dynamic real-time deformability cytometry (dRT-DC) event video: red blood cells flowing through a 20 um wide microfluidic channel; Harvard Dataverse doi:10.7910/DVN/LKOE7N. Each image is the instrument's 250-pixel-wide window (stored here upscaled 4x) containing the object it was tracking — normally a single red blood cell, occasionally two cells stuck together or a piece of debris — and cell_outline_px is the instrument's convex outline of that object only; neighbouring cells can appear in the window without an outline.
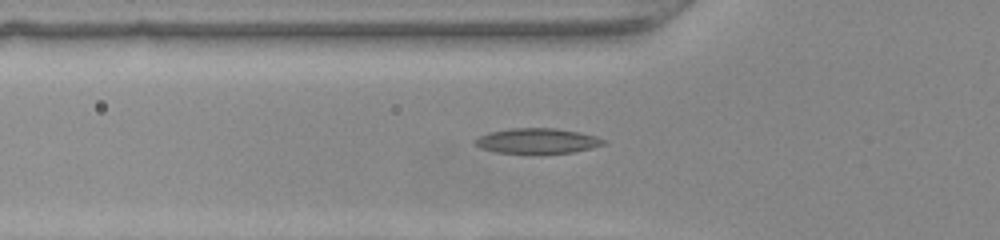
{"species": "common noctule bat (a hibernating species)", "species_latin": "Nyctalus noctula", "temperature_condition": "warm", "stored_images_in_passage": 30, "camera_frame_rate_fps": 3000, "um_per_image_px": 0.085, "animal": {"sex": "female", "body_mass_g": 22.0, "forearm_length_mm": 56.7}, "frame": {"image": 1, "passage_image": 3, "time_ms": 0.667, "image_size_px": [1000, 240], "cell_outline_px": [[604, 144], [572, 152], [496, 152], [480, 148], [476, 144], [476, 140], [480, 136], [488, 132], [512, 128], [556, 128], [580, 132], [596, 136], [604, 140]], "centroid_in_image_um": [45.65, 11.95], "position_along_channel_um": 80.1, "area_um2": 18.26}}
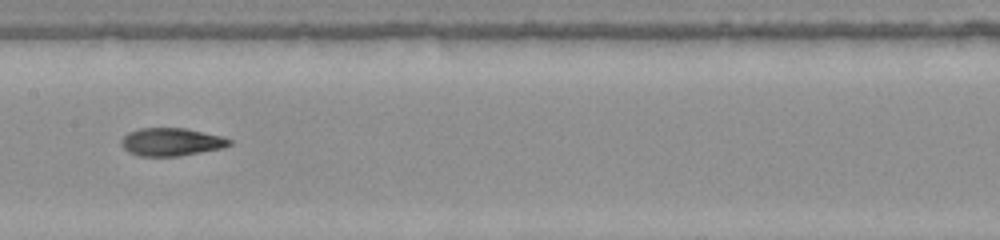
{"frame": {"image": 2, "passage_image": 11, "time_ms": 3.333, "image_size_px": [1000, 240], "cell_outline_px": [[232, 144], [220, 148], [180, 156], [140, 156], [128, 152], [120, 144], [120, 140], [128, 132], [140, 128], [184, 128], [220, 136], [232, 140]], "centroid_in_image_um": [14.51, 12.06], "position_along_channel_um": 192.9, "area_um2": 17.46}}
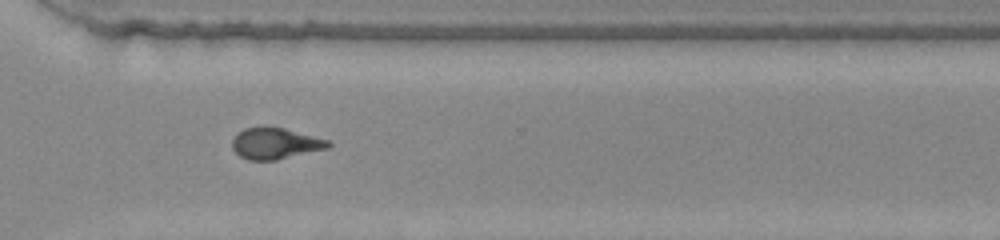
{"frame": {"image": 3, "passage_image": 22, "time_ms": 7.0, "image_size_px": [1000, 240], "cell_outline_px": [[332, 144], [328, 148], [276, 160], [248, 160], [240, 156], [232, 148], [232, 140], [244, 128], [264, 124], [284, 128], [328, 140]], "centroid_in_image_um": [23.37, 12.17], "position_along_channel_um": 347.2, "area_um2": 17.63}}